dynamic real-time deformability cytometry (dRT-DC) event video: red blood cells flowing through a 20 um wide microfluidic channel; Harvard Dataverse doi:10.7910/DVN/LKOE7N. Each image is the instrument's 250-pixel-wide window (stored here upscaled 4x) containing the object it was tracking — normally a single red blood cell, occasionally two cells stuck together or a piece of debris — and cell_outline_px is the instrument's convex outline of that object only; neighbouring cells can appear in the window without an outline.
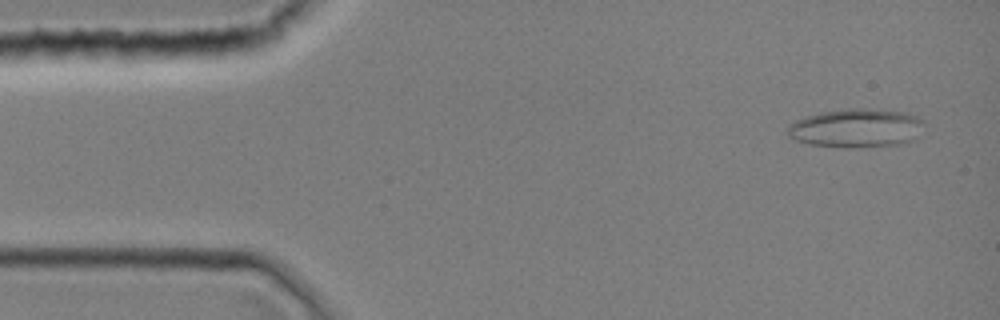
{"species": "common noctule bat (a hibernating species)", "species_latin": "Nyctalus noctula", "temperature_condition": "room temperature", "stored_images_in_passage": 8, "camera_frame_rate_fps": 3000, "um_per_image_px": 0.085, "animal": {"sex": "female", "body_mass_g": 19.0, "forearm_length_mm": 51.5}, "frame": {"image": 1, "passage_image": 2, "time_ms": 0.333, "image_size_px": [1000, 320], "cell_outline_px": [[924, 124], [916, 140], [900, 144], [860, 148], [856, 148], [812, 144], [792, 140], [788, 136], [788, 124], [804, 116], [820, 112], [848, 108], [864, 108], [904, 112], [916, 116], [924, 120]], "centroid_in_image_um": [72.79, 10.89], "position_along_channel_um": 12.2, "area_um2": 31.15}}